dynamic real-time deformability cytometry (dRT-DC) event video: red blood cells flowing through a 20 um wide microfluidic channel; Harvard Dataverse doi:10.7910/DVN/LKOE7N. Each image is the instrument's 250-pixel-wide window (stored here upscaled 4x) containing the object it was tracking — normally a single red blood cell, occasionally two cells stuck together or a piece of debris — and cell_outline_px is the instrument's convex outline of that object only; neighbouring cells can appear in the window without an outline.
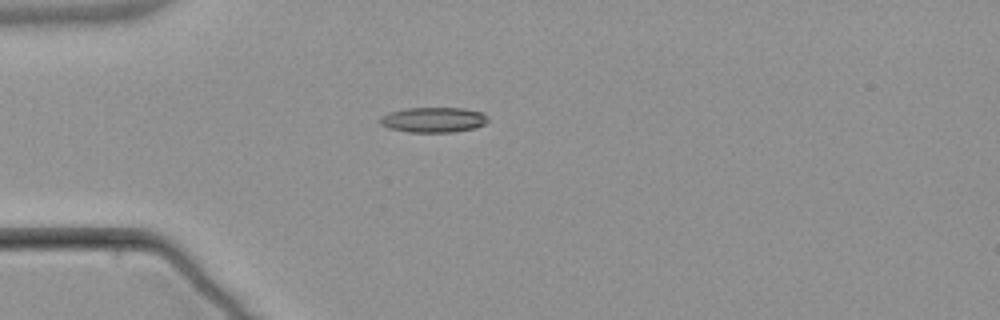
{"species": "common noctule bat (a hibernating species)", "species_latin": "Nyctalus noctula", "temperature_condition": "warm", "stored_images_in_passage": 1, "camera_frame_rate_fps": 3000, "um_per_image_px": 0.085, "animal": {"sex": "male", "body_mass_g": 21.5, "forearm_length_mm": 52.0}, "frame": {"image": 1, "passage_image": 1, "time_ms": 0.0, "image_size_px": [1000, 320], "cell_outline_px": [[488, 120], [484, 124], [476, 128], [452, 132], [408, 132], [388, 128], [380, 124], [376, 120], [380, 116], [392, 112], [408, 108], [464, 108], [484, 112], [488, 116]], "centroid_in_image_um": [36.85, 10.18], "position_along_channel_um": 48.2, "area_um2": 16.01}}